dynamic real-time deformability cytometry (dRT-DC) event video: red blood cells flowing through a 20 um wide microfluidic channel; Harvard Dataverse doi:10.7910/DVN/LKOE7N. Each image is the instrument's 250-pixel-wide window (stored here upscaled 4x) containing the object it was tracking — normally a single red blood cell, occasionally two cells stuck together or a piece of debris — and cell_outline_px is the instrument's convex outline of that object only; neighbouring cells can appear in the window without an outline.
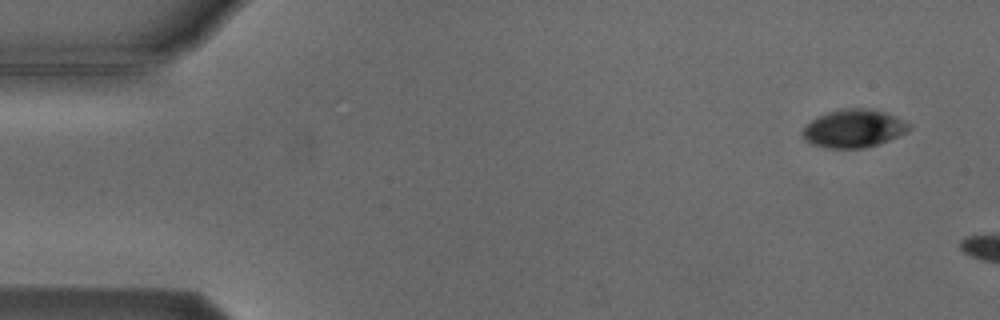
{"species": "Egyptian fruit bat (a non-hibernating species)", "species_latin": "Rousettus aegyptiacus", "temperature_condition": "cold", "stored_images_in_passage": 3, "camera_frame_rate_fps": 3000, "um_per_image_px": 0.085, "animal": {"sex": "male"}, "frame": {"image": 1, "passage_image": 1, "time_ms": 0.0, "image_size_px": [1000, 320], "cell_outline_px": [[912, 128], [908, 132], [880, 144], [864, 148], [824, 148], [812, 144], [804, 140], [800, 132], [816, 116], [828, 112], [844, 108], [868, 108], [884, 112], [904, 120], [912, 124]], "centroid_in_image_um": [72.58, 10.93], "position_along_channel_um": 12.4, "area_um2": 23.93}}